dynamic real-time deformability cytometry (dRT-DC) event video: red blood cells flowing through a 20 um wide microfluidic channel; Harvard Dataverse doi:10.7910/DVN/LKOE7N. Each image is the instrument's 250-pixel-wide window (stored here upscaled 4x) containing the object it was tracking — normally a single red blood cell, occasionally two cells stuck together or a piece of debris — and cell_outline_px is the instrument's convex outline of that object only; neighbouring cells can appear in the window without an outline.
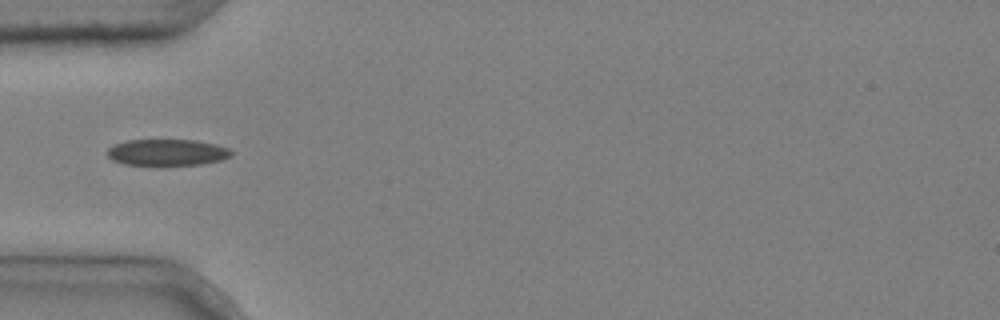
{"species": "common noctule bat (a hibernating species)", "species_latin": "Nyctalus noctula", "temperature_condition": "cold", "stored_images_in_passage": 7, "segment_of_instrument_passage": [2, 2], "camera_frame_rate_fps": 3000, "um_per_image_px": 0.085, "animal": {"sex": "male", "body_mass_g": 20.4}, "frame": {"image": 1, "passage_image": 4, "time_ms": 1.0, "image_size_px": [1000, 320], "cell_outline_px": [[232, 156], [220, 160], [200, 164], [124, 164], [112, 160], [108, 156], [108, 148], [112, 144], [128, 140], [196, 140], [216, 144], [228, 148], [232, 152]], "centroid_in_image_um": [14.2, 12.93], "position_along_channel_um": 70.8, "area_um2": 18.84}}